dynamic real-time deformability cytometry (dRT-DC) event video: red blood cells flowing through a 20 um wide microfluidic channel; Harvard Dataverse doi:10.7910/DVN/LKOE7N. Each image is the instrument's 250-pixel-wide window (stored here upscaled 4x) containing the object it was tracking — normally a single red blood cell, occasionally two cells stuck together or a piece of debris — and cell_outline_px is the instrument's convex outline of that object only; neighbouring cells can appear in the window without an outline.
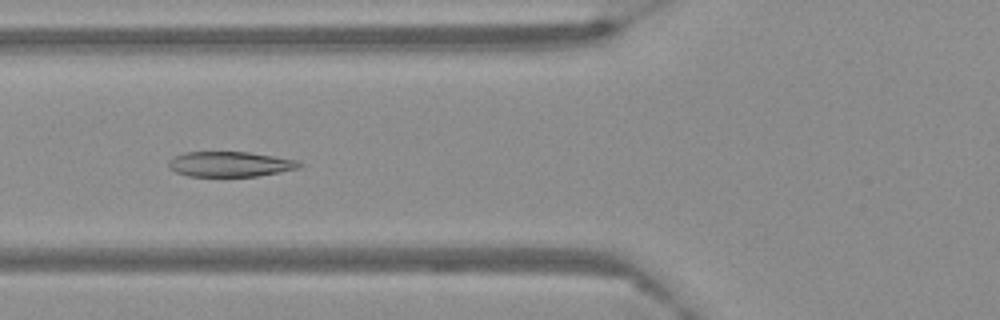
{"species": "Egyptian fruit bat (a non-hibernating species)", "species_latin": "Rousettus aegyptiacus", "temperature_condition": "warm", "stored_images_in_passage": 61, "camera_frame_rate_fps": 3000, "um_per_image_px": 0.085, "frame": {"image": 1, "passage_image": 24, "time_ms": 7.667, "image_size_px": [1000, 320], "cell_outline_px": [[304, 164], [300, 168], [280, 172], [256, 176], [188, 176], [176, 172], [168, 168], [168, 160], [184, 152], [248, 152], [296, 160]], "centroid_in_image_um": [19.54, 13.95], "position_along_channel_um": 106.3, "area_um2": 19.13}}
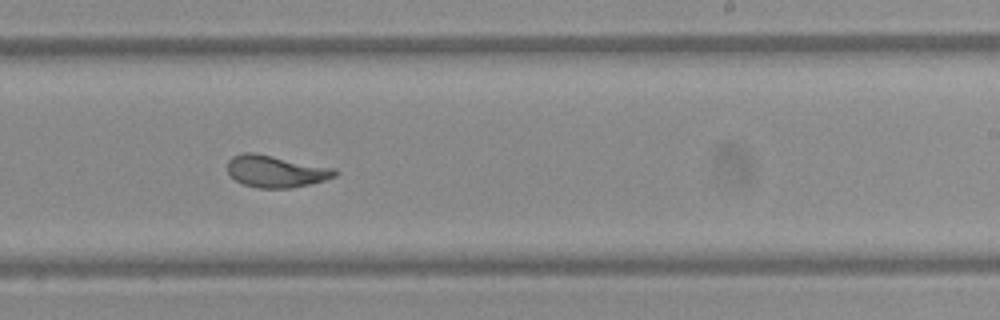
{"frame": {"image": 2, "passage_image": 38, "time_ms": 12.333, "image_size_px": [1000, 320], "cell_outline_px": [[340, 172], [336, 176], [312, 184], [292, 188], [260, 188], [244, 184], [236, 180], [228, 172], [228, 160], [232, 156], [244, 152], [256, 152], [336, 168]], "centroid_in_image_um": [23.49, 14.55], "position_along_channel_um": 265.5, "area_um2": 20.29}}
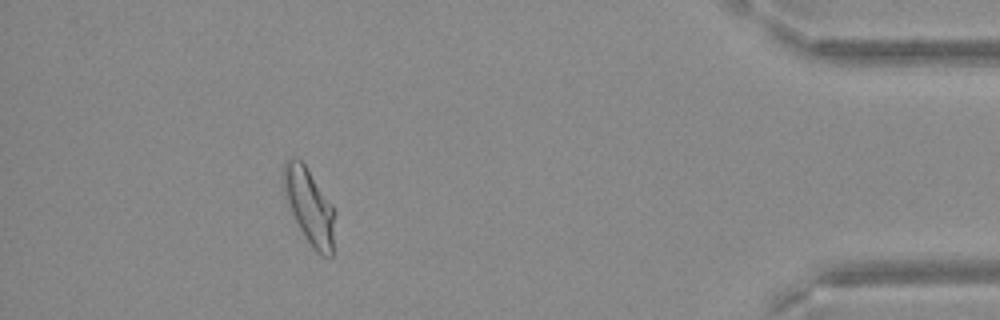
{"frame": {"image": 3, "passage_image": 55, "time_ms": 18.0, "image_size_px": [1000, 320], "cell_outline_px": [[332, 256], [320, 256], [312, 248], [304, 236], [292, 212], [284, 188], [284, 160], [288, 156], [296, 156], [304, 164], [332, 204]], "centroid_in_image_um": [26.27, 17.5], "position_along_channel_um": 408.9, "area_um2": 21.68}}